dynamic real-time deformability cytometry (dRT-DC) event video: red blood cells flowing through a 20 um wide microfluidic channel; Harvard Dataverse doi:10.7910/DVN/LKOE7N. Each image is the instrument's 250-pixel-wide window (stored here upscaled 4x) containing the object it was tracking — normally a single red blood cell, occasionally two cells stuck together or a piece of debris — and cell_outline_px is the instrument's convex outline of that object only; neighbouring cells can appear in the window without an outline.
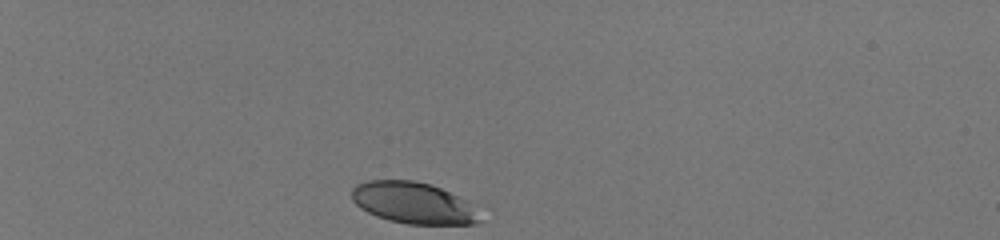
{"species": "human", "species_latin": "Homo sapiens", "temperature_condition": "room temperature", "stored_images_in_passage": 35, "camera_frame_rate_fps": 3000, "um_per_image_px": 0.085, "donor": {"sex": "male"}, "frame": {"image": 1, "passage_image": 1, "time_ms": 0.0, "image_size_px": [1000, 240], "cell_outline_px": [[484, 204], [480, 220], [476, 224], [408, 224], [388, 220], [376, 216], [360, 208], [352, 200], [352, 188], [356, 184], [368, 180], [412, 180], [432, 184]], "centroid_in_image_um": [35.32, 17.24], "position_along_channel_um": 49.7, "area_um2": 32.31}}
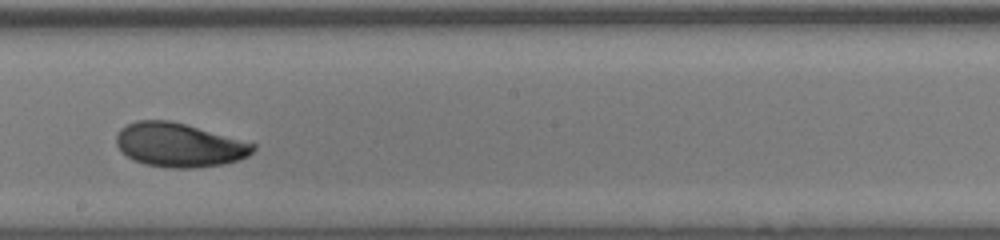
{"frame": {"image": 2, "passage_image": 20, "time_ms": 6.333, "image_size_px": [1000, 240], "cell_outline_px": [[256, 148], [248, 156], [224, 164], [192, 168], [168, 168], [144, 164], [120, 152], [116, 144], [116, 136], [120, 128], [136, 120], [168, 120], [184, 124], [256, 144]], "centroid_in_image_um": [15.19, 12.33], "position_along_channel_um": 233.0, "area_um2": 34.8}}
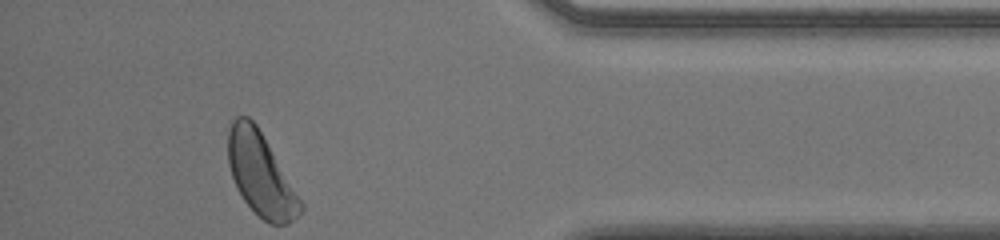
{"frame": {"image": 3, "passage_image": 35, "time_ms": 11.333, "image_size_px": [1000, 240], "cell_outline_px": [[304, 208], [288, 224], [268, 224], [244, 200], [232, 176], [228, 164], [228, 128], [232, 120], [236, 116], [248, 116], [256, 124], [304, 204]], "centroid_in_image_um": [22.15, 14.8], "position_along_channel_um": 413.0, "area_um2": 34.45}, "authors_computed_cell_mechanics": {"area_um2": 34.4488, "velocity_mm_per_s": 4.0232, "shape_relaxation_time_tau1_ms": 3.2983, "shape_relaxation_time_tau2_ms": 5.5087, "deformation_change_tau1": 0.1406, "deformation_change_tau2": 0.1132}}